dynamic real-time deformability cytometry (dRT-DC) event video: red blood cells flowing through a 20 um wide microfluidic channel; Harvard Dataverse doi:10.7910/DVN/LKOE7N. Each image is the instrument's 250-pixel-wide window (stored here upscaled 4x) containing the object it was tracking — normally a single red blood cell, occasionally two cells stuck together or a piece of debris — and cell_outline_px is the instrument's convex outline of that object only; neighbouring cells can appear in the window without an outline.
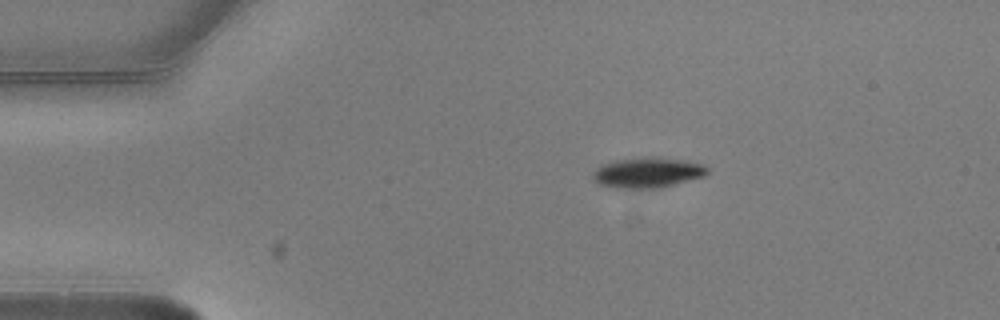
{"species": "common noctule bat (a hibernating species)", "species_latin": "Nyctalus noctula", "temperature_condition": "warm", "stored_images_in_passage": 4, "camera_frame_rate_fps": 3000, "um_per_image_px": 0.085, "animal": {"sex": "male", "body_mass_g": 20.5, "forearm_length_mm": 52.5}, "frame": {"image": 1, "passage_image": 1, "time_ms": 0.0, "image_size_px": [1000, 320], "cell_outline_px": [[708, 172], [704, 176], [660, 188], [616, 188], [600, 184], [592, 176], [592, 172], [600, 164], [616, 160], [648, 156], [660, 156], [684, 160], [704, 164], [708, 168]], "centroid_in_image_um": [55.05, 14.65], "position_along_channel_um": 30.0, "area_um2": 20.46}}
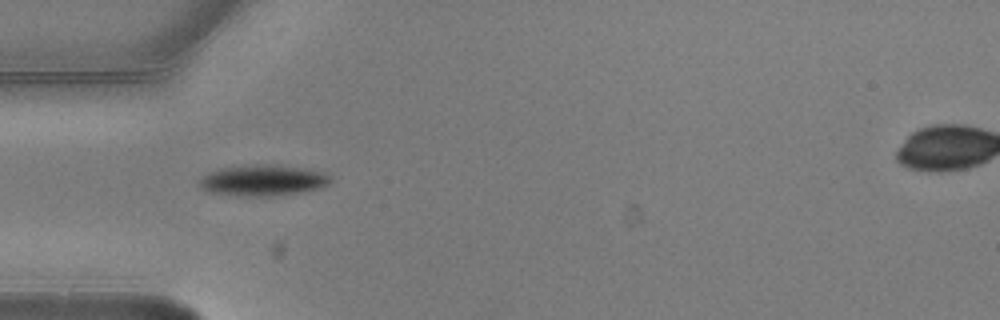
{"frame": {"image": 2, "passage_image": 3, "time_ms": 0.667, "image_size_px": [1000, 320], "cell_outline_px": [[332, 180], [328, 184], [320, 188], [304, 192], [272, 196], [240, 196], [208, 192], [200, 184], [200, 180], [204, 176], [220, 168], [268, 164], [300, 168], [324, 172]], "centroid_in_image_um": [22.39, 15.35], "position_along_channel_um": 62.6, "area_um2": 23.24}}
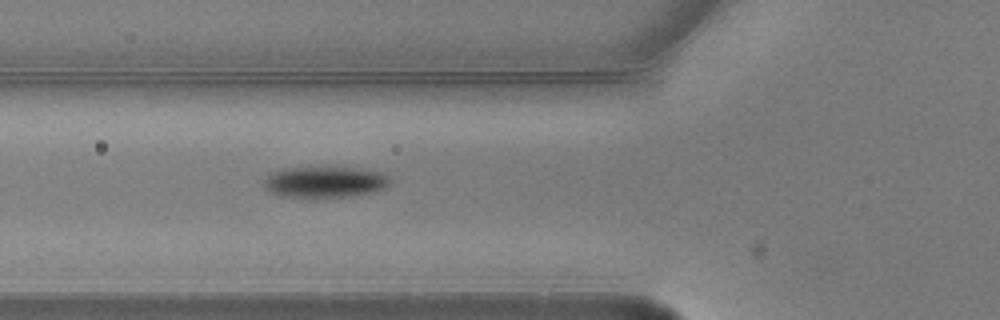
{"frame": {"image": 3, "passage_image": 4, "time_ms": 1.0, "image_size_px": [1000, 320], "cell_outline_px": [[392, 180], [384, 188], [372, 192], [348, 196], [280, 196], [264, 188], [264, 180], [272, 172], [284, 168], [328, 164], [380, 172], [388, 176]], "centroid_in_image_um": [27.6, 15.4], "position_along_channel_um": 98.2, "area_um2": 23.24}}